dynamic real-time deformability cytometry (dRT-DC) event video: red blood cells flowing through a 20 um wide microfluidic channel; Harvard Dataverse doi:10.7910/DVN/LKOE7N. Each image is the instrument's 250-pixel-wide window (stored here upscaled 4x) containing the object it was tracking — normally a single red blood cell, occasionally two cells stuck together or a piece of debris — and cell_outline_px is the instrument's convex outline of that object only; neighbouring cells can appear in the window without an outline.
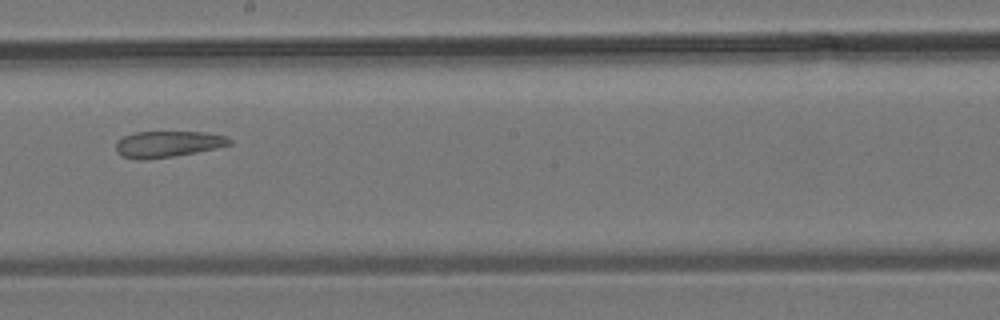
{"species": "common noctule bat (a hibernating species)", "species_latin": "Nyctalus noctula", "temperature_condition": "room temperature", "stored_images_in_passage": 7, "camera_frame_rate_fps": 3000, "um_per_image_px": 0.085, "animal": {"sex": "male", "body_mass_g": 19.2, "forearm_length_mm": 51.8}, "frame": {"image": 1, "passage_image": 7, "time_ms": 2.0, "image_size_px": [1000, 320], "cell_outline_px": [[232, 144], [216, 148], [196, 152], [148, 160], [136, 160], [120, 156], [116, 152], [116, 140], [124, 136], [136, 132], [208, 132], [228, 136], [232, 140]], "centroid_in_image_um": [14.25, 12.25], "position_along_channel_um": 234.0, "area_um2": 17.63}}